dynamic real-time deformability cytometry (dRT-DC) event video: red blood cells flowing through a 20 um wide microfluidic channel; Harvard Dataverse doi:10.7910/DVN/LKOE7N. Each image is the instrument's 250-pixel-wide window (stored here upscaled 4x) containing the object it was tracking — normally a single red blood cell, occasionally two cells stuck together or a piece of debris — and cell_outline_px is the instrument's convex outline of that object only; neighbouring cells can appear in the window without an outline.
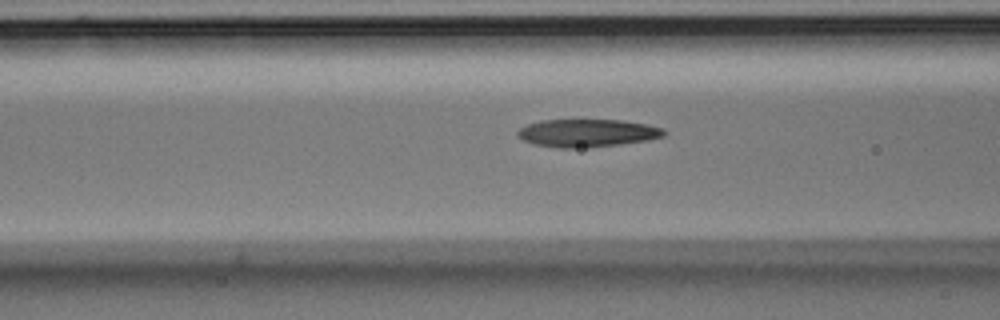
{"species": "Egyptian fruit bat (a non-hibernating species)", "species_latin": "Rousettus aegyptiacus", "temperature_condition": "room temperature", "stored_images_in_passage": 20, "camera_frame_rate_fps": 3000, "um_per_image_px": 0.085, "animal": {"sex": "male"}, "frame": {"image": 1, "passage_image": 15, "time_ms": 4.667, "image_size_px": [1000, 320], "cell_outline_px": [[668, 132], [664, 136], [648, 140], [616, 144], [572, 148], [560, 148], [532, 144], [516, 136], [516, 132], [520, 128], [528, 124], [540, 120], [620, 120], [648, 124], [664, 128]], "centroid_in_image_um": [49.91, 11.29], "position_along_channel_um": 116.7, "area_um2": 23.64}}
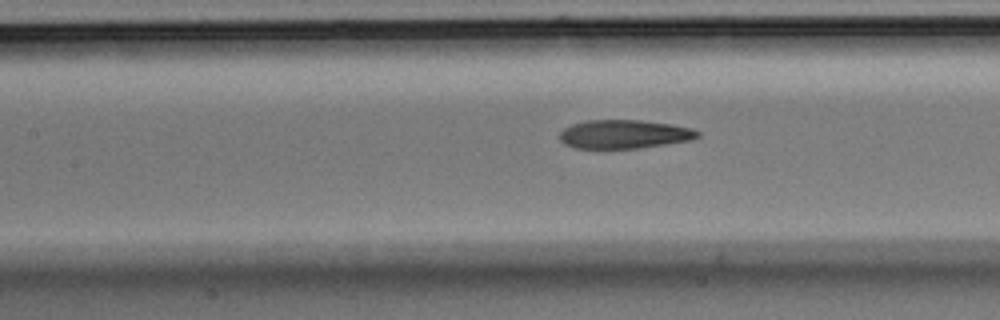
{"frame": {"image": 2, "passage_image": 18, "time_ms": 5.667, "image_size_px": [1000, 320], "cell_outline_px": [[700, 136], [692, 140], [636, 148], [576, 148], [564, 144], [560, 140], [560, 132], [564, 128], [572, 124], [588, 120], [640, 120], [672, 124], [692, 128], [700, 132]], "centroid_in_image_um": [53.07, 11.4], "position_along_channel_um": 154.3, "area_um2": 23.0}}